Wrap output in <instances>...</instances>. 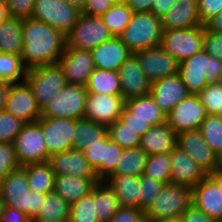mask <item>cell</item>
Masks as SVG:
<instances>
[{"instance_id": "cell-46", "label": "cell", "mask_w": 222, "mask_h": 222, "mask_svg": "<svg viewBox=\"0 0 222 222\" xmlns=\"http://www.w3.org/2000/svg\"><path fill=\"white\" fill-rule=\"evenodd\" d=\"M123 148L111 141L107 135V147H105L104 161L101 163V181L114 173L117 163L122 158Z\"/></svg>"}, {"instance_id": "cell-22", "label": "cell", "mask_w": 222, "mask_h": 222, "mask_svg": "<svg viewBox=\"0 0 222 222\" xmlns=\"http://www.w3.org/2000/svg\"><path fill=\"white\" fill-rule=\"evenodd\" d=\"M190 94L179 74L161 78L151 83L150 95L166 114Z\"/></svg>"}, {"instance_id": "cell-4", "label": "cell", "mask_w": 222, "mask_h": 222, "mask_svg": "<svg viewBox=\"0 0 222 222\" xmlns=\"http://www.w3.org/2000/svg\"><path fill=\"white\" fill-rule=\"evenodd\" d=\"M162 34L160 17L151 12H133L130 22L119 38L132 53H135L159 46Z\"/></svg>"}, {"instance_id": "cell-10", "label": "cell", "mask_w": 222, "mask_h": 222, "mask_svg": "<svg viewBox=\"0 0 222 222\" xmlns=\"http://www.w3.org/2000/svg\"><path fill=\"white\" fill-rule=\"evenodd\" d=\"M204 26L163 31L160 46L179 63L203 49Z\"/></svg>"}, {"instance_id": "cell-53", "label": "cell", "mask_w": 222, "mask_h": 222, "mask_svg": "<svg viewBox=\"0 0 222 222\" xmlns=\"http://www.w3.org/2000/svg\"><path fill=\"white\" fill-rule=\"evenodd\" d=\"M119 121L122 122L127 128L136 132L140 137L151 127L146 121L134 117V114L131 113L126 107H124L121 112Z\"/></svg>"}, {"instance_id": "cell-21", "label": "cell", "mask_w": 222, "mask_h": 222, "mask_svg": "<svg viewBox=\"0 0 222 222\" xmlns=\"http://www.w3.org/2000/svg\"><path fill=\"white\" fill-rule=\"evenodd\" d=\"M169 157L171 161L170 183L194 188L208 175L178 146L173 148Z\"/></svg>"}, {"instance_id": "cell-7", "label": "cell", "mask_w": 222, "mask_h": 222, "mask_svg": "<svg viewBox=\"0 0 222 222\" xmlns=\"http://www.w3.org/2000/svg\"><path fill=\"white\" fill-rule=\"evenodd\" d=\"M85 86L67 83L42 109V118L65 117L83 119L87 96Z\"/></svg>"}, {"instance_id": "cell-3", "label": "cell", "mask_w": 222, "mask_h": 222, "mask_svg": "<svg viewBox=\"0 0 222 222\" xmlns=\"http://www.w3.org/2000/svg\"><path fill=\"white\" fill-rule=\"evenodd\" d=\"M222 60L204 49L179 63V75L191 94H198L210 83L221 81Z\"/></svg>"}, {"instance_id": "cell-27", "label": "cell", "mask_w": 222, "mask_h": 222, "mask_svg": "<svg viewBox=\"0 0 222 222\" xmlns=\"http://www.w3.org/2000/svg\"><path fill=\"white\" fill-rule=\"evenodd\" d=\"M98 182V178L60 175L55 176L53 191L71 206L81 197L89 195Z\"/></svg>"}, {"instance_id": "cell-65", "label": "cell", "mask_w": 222, "mask_h": 222, "mask_svg": "<svg viewBox=\"0 0 222 222\" xmlns=\"http://www.w3.org/2000/svg\"><path fill=\"white\" fill-rule=\"evenodd\" d=\"M220 167H222V153L218 156Z\"/></svg>"}, {"instance_id": "cell-1", "label": "cell", "mask_w": 222, "mask_h": 222, "mask_svg": "<svg viewBox=\"0 0 222 222\" xmlns=\"http://www.w3.org/2000/svg\"><path fill=\"white\" fill-rule=\"evenodd\" d=\"M22 34L21 58L27 69L59 62L67 45V38L62 32L28 18L22 20Z\"/></svg>"}, {"instance_id": "cell-5", "label": "cell", "mask_w": 222, "mask_h": 222, "mask_svg": "<svg viewBox=\"0 0 222 222\" xmlns=\"http://www.w3.org/2000/svg\"><path fill=\"white\" fill-rule=\"evenodd\" d=\"M191 204V187L167 183L145 212L147 221L179 220Z\"/></svg>"}, {"instance_id": "cell-50", "label": "cell", "mask_w": 222, "mask_h": 222, "mask_svg": "<svg viewBox=\"0 0 222 222\" xmlns=\"http://www.w3.org/2000/svg\"><path fill=\"white\" fill-rule=\"evenodd\" d=\"M109 222H147V217L143 210L121 206Z\"/></svg>"}, {"instance_id": "cell-14", "label": "cell", "mask_w": 222, "mask_h": 222, "mask_svg": "<svg viewBox=\"0 0 222 222\" xmlns=\"http://www.w3.org/2000/svg\"><path fill=\"white\" fill-rule=\"evenodd\" d=\"M125 101L121 95L87 92L84 118L107 127L119 120Z\"/></svg>"}, {"instance_id": "cell-66", "label": "cell", "mask_w": 222, "mask_h": 222, "mask_svg": "<svg viewBox=\"0 0 222 222\" xmlns=\"http://www.w3.org/2000/svg\"><path fill=\"white\" fill-rule=\"evenodd\" d=\"M29 222H45V221H41V220H38V219H34V218H32V219H30Z\"/></svg>"}, {"instance_id": "cell-20", "label": "cell", "mask_w": 222, "mask_h": 222, "mask_svg": "<svg viewBox=\"0 0 222 222\" xmlns=\"http://www.w3.org/2000/svg\"><path fill=\"white\" fill-rule=\"evenodd\" d=\"M192 205L216 222H222V189L208 174L192 188Z\"/></svg>"}, {"instance_id": "cell-2", "label": "cell", "mask_w": 222, "mask_h": 222, "mask_svg": "<svg viewBox=\"0 0 222 222\" xmlns=\"http://www.w3.org/2000/svg\"><path fill=\"white\" fill-rule=\"evenodd\" d=\"M0 195L3 206L23 211L30 219L38 215L46 197V194L30 190L26 172L21 166L9 172L0 182Z\"/></svg>"}, {"instance_id": "cell-47", "label": "cell", "mask_w": 222, "mask_h": 222, "mask_svg": "<svg viewBox=\"0 0 222 222\" xmlns=\"http://www.w3.org/2000/svg\"><path fill=\"white\" fill-rule=\"evenodd\" d=\"M105 147H107V133L98 142L91 144L90 147L83 150L88 164L95 172L99 181H101V163L104 161Z\"/></svg>"}, {"instance_id": "cell-35", "label": "cell", "mask_w": 222, "mask_h": 222, "mask_svg": "<svg viewBox=\"0 0 222 222\" xmlns=\"http://www.w3.org/2000/svg\"><path fill=\"white\" fill-rule=\"evenodd\" d=\"M106 134V126L97 124L86 118L75 122V137L73 140L74 150H85L91 144L98 142Z\"/></svg>"}, {"instance_id": "cell-64", "label": "cell", "mask_w": 222, "mask_h": 222, "mask_svg": "<svg viewBox=\"0 0 222 222\" xmlns=\"http://www.w3.org/2000/svg\"><path fill=\"white\" fill-rule=\"evenodd\" d=\"M147 222H179L178 220H160V221H147Z\"/></svg>"}, {"instance_id": "cell-16", "label": "cell", "mask_w": 222, "mask_h": 222, "mask_svg": "<svg viewBox=\"0 0 222 222\" xmlns=\"http://www.w3.org/2000/svg\"><path fill=\"white\" fill-rule=\"evenodd\" d=\"M207 113L197 94H190L167 114L168 125L178 134L199 129Z\"/></svg>"}, {"instance_id": "cell-11", "label": "cell", "mask_w": 222, "mask_h": 222, "mask_svg": "<svg viewBox=\"0 0 222 222\" xmlns=\"http://www.w3.org/2000/svg\"><path fill=\"white\" fill-rule=\"evenodd\" d=\"M112 37L101 17L82 14L66 36L67 46L92 50Z\"/></svg>"}, {"instance_id": "cell-52", "label": "cell", "mask_w": 222, "mask_h": 222, "mask_svg": "<svg viewBox=\"0 0 222 222\" xmlns=\"http://www.w3.org/2000/svg\"><path fill=\"white\" fill-rule=\"evenodd\" d=\"M198 13L202 25L215 17L222 10V0H197Z\"/></svg>"}, {"instance_id": "cell-6", "label": "cell", "mask_w": 222, "mask_h": 222, "mask_svg": "<svg viewBox=\"0 0 222 222\" xmlns=\"http://www.w3.org/2000/svg\"><path fill=\"white\" fill-rule=\"evenodd\" d=\"M25 81L31 87L40 109L67 84L64 71L59 63L27 69Z\"/></svg>"}, {"instance_id": "cell-62", "label": "cell", "mask_w": 222, "mask_h": 222, "mask_svg": "<svg viewBox=\"0 0 222 222\" xmlns=\"http://www.w3.org/2000/svg\"><path fill=\"white\" fill-rule=\"evenodd\" d=\"M8 17L10 16L5 2H0V23L6 20Z\"/></svg>"}, {"instance_id": "cell-41", "label": "cell", "mask_w": 222, "mask_h": 222, "mask_svg": "<svg viewBox=\"0 0 222 222\" xmlns=\"http://www.w3.org/2000/svg\"><path fill=\"white\" fill-rule=\"evenodd\" d=\"M68 222H99L94 202V188L70 206Z\"/></svg>"}, {"instance_id": "cell-34", "label": "cell", "mask_w": 222, "mask_h": 222, "mask_svg": "<svg viewBox=\"0 0 222 222\" xmlns=\"http://www.w3.org/2000/svg\"><path fill=\"white\" fill-rule=\"evenodd\" d=\"M85 87L90 93L121 95L118 71L95 68Z\"/></svg>"}, {"instance_id": "cell-55", "label": "cell", "mask_w": 222, "mask_h": 222, "mask_svg": "<svg viewBox=\"0 0 222 222\" xmlns=\"http://www.w3.org/2000/svg\"><path fill=\"white\" fill-rule=\"evenodd\" d=\"M30 218L23 211L3 206L0 212V222H29Z\"/></svg>"}, {"instance_id": "cell-56", "label": "cell", "mask_w": 222, "mask_h": 222, "mask_svg": "<svg viewBox=\"0 0 222 222\" xmlns=\"http://www.w3.org/2000/svg\"><path fill=\"white\" fill-rule=\"evenodd\" d=\"M179 222H216L208 217L204 212L197 209L194 205H190L188 209L181 215Z\"/></svg>"}, {"instance_id": "cell-43", "label": "cell", "mask_w": 222, "mask_h": 222, "mask_svg": "<svg viewBox=\"0 0 222 222\" xmlns=\"http://www.w3.org/2000/svg\"><path fill=\"white\" fill-rule=\"evenodd\" d=\"M197 95L207 114L222 116V81L207 84Z\"/></svg>"}, {"instance_id": "cell-17", "label": "cell", "mask_w": 222, "mask_h": 222, "mask_svg": "<svg viewBox=\"0 0 222 222\" xmlns=\"http://www.w3.org/2000/svg\"><path fill=\"white\" fill-rule=\"evenodd\" d=\"M4 110L24 123L36 122L41 116V109L26 81L11 84Z\"/></svg>"}, {"instance_id": "cell-12", "label": "cell", "mask_w": 222, "mask_h": 222, "mask_svg": "<svg viewBox=\"0 0 222 222\" xmlns=\"http://www.w3.org/2000/svg\"><path fill=\"white\" fill-rule=\"evenodd\" d=\"M36 122L41 126L47 152L50 155L73 149L76 120L65 117H40Z\"/></svg>"}, {"instance_id": "cell-29", "label": "cell", "mask_w": 222, "mask_h": 222, "mask_svg": "<svg viewBox=\"0 0 222 222\" xmlns=\"http://www.w3.org/2000/svg\"><path fill=\"white\" fill-rule=\"evenodd\" d=\"M125 107L134 117L146 121L151 126L167 122V114L159 108L150 94L126 100Z\"/></svg>"}, {"instance_id": "cell-19", "label": "cell", "mask_w": 222, "mask_h": 222, "mask_svg": "<svg viewBox=\"0 0 222 222\" xmlns=\"http://www.w3.org/2000/svg\"><path fill=\"white\" fill-rule=\"evenodd\" d=\"M121 96L125 99L150 94L151 82L146 77L137 57L132 53L118 70Z\"/></svg>"}, {"instance_id": "cell-23", "label": "cell", "mask_w": 222, "mask_h": 222, "mask_svg": "<svg viewBox=\"0 0 222 222\" xmlns=\"http://www.w3.org/2000/svg\"><path fill=\"white\" fill-rule=\"evenodd\" d=\"M48 162L55 176L70 175L73 177L97 178L81 150L71 149L53 153L50 155Z\"/></svg>"}, {"instance_id": "cell-8", "label": "cell", "mask_w": 222, "mask_h": 222, "mask_svg": "<svg viewBox=\"0 0 222 222\" xmlns=\"http://www.w3.org/2000/svg\"><path fill=\"white\" fill-rule=\"evenodd\" d=\"M81 11L65 0H35L31 18L50 25L67 36Z\"/></svg>"}, {"instance_id": "cell-25", "label": "cell", "mask_w": 222, "mask_h": 222, "mask_svg": "<svg viewBox=\"0 0 222 222\" xmlns=\"http://www.w3.org/2000/svg\"><path fill=\"white\" fill-rule=\"evenodd\" d=\"M163 31L186 29L202 25L197 0H176L161 17Z\"/></svg>"}, {"instance_id": "cell-57", "label": "cell", "mask_w": 222, "mask_h": 222, "mask_svg": "<svg viewBox=\"0 0 222 222\" xmlns=\"http://www.w3.org/2000/svg\"><path fill=\"white\" fill-rule=\"evenodd\" d=\"M175 2L176 0H153L150 12L161 18Z\"/></svg>"}, {"instance_id": "cell-61", "label": "cell", "mask_w": 222, "mask_h": 222, "mask_svg": "<svg viewBox=\"0 0 222 222\" xmlns=\"http://www.w3.org/2000/svg\"><path fill=\"white\" fill-rule=\"evenodd\" d=\"M222 189V167H218L214 172L209 174Z\"/></svg>"}, {"instance_id": "cell-44", "label": "cell", "mask_w": 222, "mask_h": 222, "mask_svg": "<svg viewBox=\"0 0 222 222\" xmlns=\"http://www.w3.org/2000/svg\"><path fill=\"white\" fill-rule=\"evenodd\" d=\"M164 185V182L154 180L145 175L139 177L140 210L146 212L150 208Z\"/></svg>"}, {"instance_id": "cell-39", "label": "cell", "mask_w": 222, "mask_h": 222, "mask_svg": "<svg viewBox=\"0 0 222 222\" xmlns=\"http://www.w3.org/2000/svg\"><path fill=\"white\" fill-rule=\"evenodd\" d=\"M143 175L162 181L165 184L170 183L171 161L169 153L148 155Z\"/></svg>"}, {"instance_id": "cell-36", "label": "cell", "mask_w": 222, "mask_h": 222, "mask_svg": "<svg viewBox=\"0 0 222 222\" xmlns=\"http://www.w3.org/2000/svg\"><path fill=\"white\" fill-rule=\"evenodd\" d=\"M132 14L130 7L123 0H119L101 16V19L110 34L119 37L130 22Z\"/></svg>"}, {"instance_id": "cell-33", "label": "cell", "mask_w": 222, "mask_h": 222, "mask_svg": "<svg viewBox=\"0 0 222 222\" xmlns=\"http://www.w3.org/2000/svg\"><path fill=\"white\" fill-rule=\"evenodd\" d=\"M70 205L63 200L56 192L46 194L45 200L38 210L34 219L45 222H68Z\"/></svg>"}, {"instance_id": "cell-24", "label": "cell", "mask_w": 222, "mask_h": 222, "mask_svg": "<svg viewBox=\"0 0 222 222\" xmlns=\"http://www.w3.org/2000/svg\"><path fill=\"white\" fill-rule=\"evenodd\" d=\"M94 67L100 70L118 71L132 52L120 40L112 36L109 40L90 50Z\"/></svg>"}, {"instance_id": "cell-48", "label": "cell", "mask_w": 222, "mask_h": 222, "mask_svg": "<svg viewBox=\"0 0 222 222\" xmlns=\"http://www.w3.org/2000/svg\"><path fill=\"white\" fill-rule=\"evenodd\" d=\"M15 148L13 143H0V182L9 173L18 169Z\"/></svg>"}, {"instance_id": "cell-15", "label": "cell", "mask_w": 222, "mask_h": 222, "mask_svg": "<svg viewBox=\"0 0 222 222\" xmlns=\"http://www.w3.org/2000/svg\"><path fill=\"white\" fill-rule=\"evenodd\" d=\"M176 146L186 152L207 174L220 167L218 156L205 142L200 129L178 133Z\"/></svg>"}, {"instance_id": "cell-54", "label": "cell", "mask_w": 222, "mask_h": 222, "mask_svg": "<svg viewBox=\"0 0 222 222\" xmlns=\"http://www.w3.org/2000/svg\"><path fill=\"white\" fill-rule=\"evenodd\" d=\"M119 0H87L82 14L101 17Z\"/></svg>"}, {"instance_id": "cell-18", "label": "cell", "mask_w": 222, "mask_h": 222, "mask_svg": "<svg viewBox=\"0 0 222 222\" xmlns=\"http://www.w3.org/2000/svg\"><path fill=\"white\" fill-rule=\"evenodd\" d=\"M58 63L64 71L66 82L81 86H86L95 69L90 50L67 45Z\"/></svg>"}, {"instance_id": "cell-26", "label": "cell", "mask_w": 222, "mask_h": 222, "mask_svg": "<svg viewBox=\"0 0 222 222\" xmlns=\"http://www.w3.org/2000/svg\"><path fill=\"white\" fill-rule=\"evenodd\" d=\"M177 133L162 123L151 126L140 138V148L147 154L170 153L176 146Z\"/></svg>"}, {"instance_id": "cell-31", "label": "cell", "mask_w": 222, "mask_h": 222, "mask_svg": "<svg viewBox=\"0 0 222 222\" xmlns=\"http://www.w3.org/2000/svg\"><path fill=\"white\" fill-rule=\"evenodd\" d=\"M22 50V19L8 17L0 23V52L21 55Z\"/></svg>"}, {"instance_id": "cell-60", "label": "cell", "mask_w": 222, "mask_h": 222, "mask_svg": "<svg viewBox=\"0 0 222 222\" xmlns=\"http://www.w3.org/2000/svg\"><path fill=\"white\" fill-rule=\"evenodd\" d=\"M11 82L0 80V112L5 108L6 97L8 96Z\"/></svg>"}, {"instance_id": "cell-58", "label": "cell", "mask_w": 222, "mask_h": 222, "mask_svg": "<svg viewBox=\"0 0 222 222\" xmlns=\"http://www.w3.org/2000/svg\"><path fill=\"white\" fill-rule=\"evenodd\" d=\"M133 12H150L153 0H123Z\"/></svg>"}, {"instance_id": "cell-45", "label": "cell", "mask_w": 222, "mask_h": 222, "mask_svg": "<svg viewBox=\"0 0 222 222\" xmlns=\"http://www.w3.org/2000/svg\"><path fill=\"white\" fill-rule=\"evenodd\" d=\"M25 123L6 110L0 112V143H13Z\"/></svg>"}, {"instance_id": "cell-13", "label": "cell", "mask_w": 222, "mask_h": 222, "mask_svg": "<svg viewBox=\"0 0 222 222\" xmlns=\"http://www.w3.org/2000/svg\"><path fill=\"white\" fill-rule=\"evenodd\" d=\"M151 83L179 74V62L160 45L133 53Z\"/></svg>"}, {"instance_id": "cell-37", "label": "cell", "mask_w": 222, "mask_h": 222, "mask_svg": "<svg viewBox=\"0 0 222 222\" xmlns=\"http://www.w3.org/2000/svg\"><path fill=\"white\" fill-rule=\"evenodd\" d=\"M148 155L140 148L124 149L122 158L111 175H143Z\"/></svg>"}, {"instance_id": "cell-30", "label": "cell", "mask_w": 222, "mask_h": 222, "mask_svg": "<svg viewBox=\"0 0 222 222\" xmlns=\"http://www.w3.org/2000/svg\"><path fill=\"white\" fill-rule=\"evenodd\" d=\"M27 176L31 191L47 194L53 191L55 173L49 162L31 163L21 166Z\"/></svg>"}, {"instance_id": "cell-40", "label": "cell", "mask_w": 222, "mask_h": 222, "mask_svg": "<svg viewBox=\"0 0 222 222\" xmlns=\"http://www.w3.org/2000/svg\"><path fill=\"white\" fill-rule=\"evenodd\" d=\"M199 129L205 142L219 156L222 153V116L207 114Z\"/></svg>"}, {"instance_id": "cell-49", "label": "cell", "mask_w": 222, "mask_h": 222, "mask_svg": "<svg viewBox=\"0 0 222 222\" xmlns=\"http://www.w3.org/2000/svg\"><path fill=\"white\" fill-rule=\"evenodd\" d=\"M35 0H5L9 16L18 19L31 18Z\"/></svg>"}, {"instance_id": "cell-42", "label": "cell", "mask_w": 222, "mask_h": 222, "mask_svg": "<svg viewBox=\"0 0 222 222\" xmlns=\"http://www.w3.org/2000/svg\"><path fill=\"white\" fill-rule=\"evenodd\" d=\"M106 133L109 139L117 143L123 149H131L140 146V136L127 128L119 120L106 127Z\"/></svg>"}, {"instance_id": "cell-59", "label": "cell", "mask_w": 222, "mask_h": 222, "mask_svg": "<svg viewBox=\"0 0 222 222\" xmlns=\"http://www.w3.org/2000/svg\"><path fill=\"white\" fill-rule=\"evenodd\" d=\"M207 31L222 34V10L215 17L204 24Z\"/></svg>"}, {"instance_id": "cell-9", "label": "cell", "mask_w": 222, "mask_h": 222, "mask_svg": "<svg viewBox=\"0 0 222 222\" xmlns=\"http://www.w3.org/2000/svg\"><path fill=\"white\" fill-rule=\"evenodd\" d=\"M13 144L20 166L49 161L50 154L47 152L41 126L37 122L25 123Z\"/></svg>"}, {"instance_id": "cell-51", "label": "cell", "mask_w": 222, "mask_h": 222, "mask_svg": "<svg viewBox=\"0 0 222 222\" xmlns=\"http://www.w3.org/2000/svg\"><path fill=\"white\" fill-rule=\"evenodd\" d=\"M203 49L212 57L222 60V34L204 28Z\"/></svg>"}, {"instance_id": "cell-32", "label": "cell", "mask_w": 222, "mask_h": 222, "mask_svg": "<svg viewBox=\"0 0 222 222\" xmlns=\"http://www.w3.org/2000/svg\"><path fill=\"white\" fill-rule=\"evenodd\" d=\"M94 202L99 222H109L121 207L114 191L105 181L94 186Z\"/></svg>"}, {"instance_id": "cell-28", "label": "cell", "mask_w": 222, "mask_h": 222, "mask_svg": "<svg viewBox=\"0 0 222 222\" xmlns=\"http://www.w3.org/2000/svg\"><path fill=\"white\" fill-rule=\"evenodd\" d=\"M104 181L114 191L122 207L140 209L139 177L135 175H110Z\"/></svg>"}, {"instance_id": "cell-67", "label": "cell", "mask_w": 222, "mask_h": 222, "mask_svg": "<svg viewBox=\"0 0 222 222\" xmlns=\"http://www.w3.org/2000/svg\"><path fill=\"white\" fill-rule=\"evenodd\" d=\"M2 208H3V202H2V197L0 195V212H1Z\"/></svg>"}, {"instance_id": "cell-38", "label": "cell", "mask_w": 222, "mask_h": 222, "mask_svg": "<svg viewBox=\"0 0 222 222\" xmlns=\"http://www.w3.org/2000/svg\"><path fill=\"white\" fill-rule=\"evenodd\" d=\"M27 68L21 55L0 52V80L11 83L24 82Z\"/></svg>"}, {"instance_id": "cell-63", "label": "cell", "mask_w": 222, "mask_h": 222, "mask_svg": "<svg viewBox=\"0 0 222 222\" xmlns=\"http://www.w3.org/2000/svg\"><path fill=\"white\" fill-rule=\"evenodd\" d=\"M65 1L71 4L72 6L78 8L80 11L83 10L87 2V0H65Z\"/></svg>"}]
</instances>
